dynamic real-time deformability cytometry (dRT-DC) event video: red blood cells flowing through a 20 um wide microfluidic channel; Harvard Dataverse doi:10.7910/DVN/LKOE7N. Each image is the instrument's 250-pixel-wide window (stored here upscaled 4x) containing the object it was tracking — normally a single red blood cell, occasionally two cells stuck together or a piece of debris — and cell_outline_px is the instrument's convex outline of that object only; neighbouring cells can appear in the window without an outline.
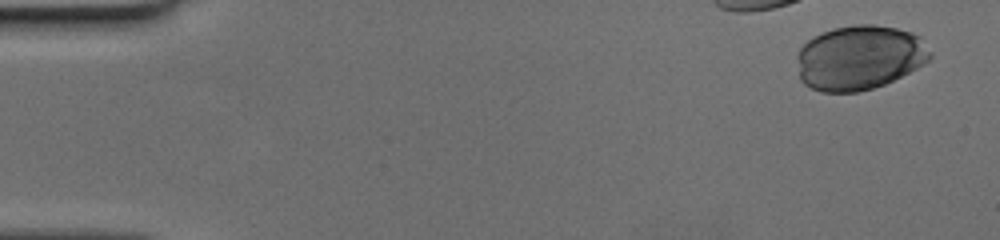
{"species": "human", "species_latin": "Homo sapiens", "temperature_condition": "cold", "stored_images_in_passage": 11, "camera_frame_rate_fps": 3000, "um_per_image_px": 0.085, "donor": {"sex": "female"}, "frame": {"image": 1, "passage_image": 1, "time_ms": 0.0, "image_size_px": [1000, 240], "cell_outline_px": [[932, 56], [928, 60], [916, 68], [884, 84], [872, 88], [856, 92], [820, 92], [804, 84], [800, 80], [796, 56], [800, 48], [808, 40], [832, 28], [856, 24], [872, 24], [896, 28], [912, 32], [920, 36], [932, 52]], "centroid_in_image_um": [73.05, 4.89], "position_along_channel_um": 12.0, "area_um2": 50.11}}